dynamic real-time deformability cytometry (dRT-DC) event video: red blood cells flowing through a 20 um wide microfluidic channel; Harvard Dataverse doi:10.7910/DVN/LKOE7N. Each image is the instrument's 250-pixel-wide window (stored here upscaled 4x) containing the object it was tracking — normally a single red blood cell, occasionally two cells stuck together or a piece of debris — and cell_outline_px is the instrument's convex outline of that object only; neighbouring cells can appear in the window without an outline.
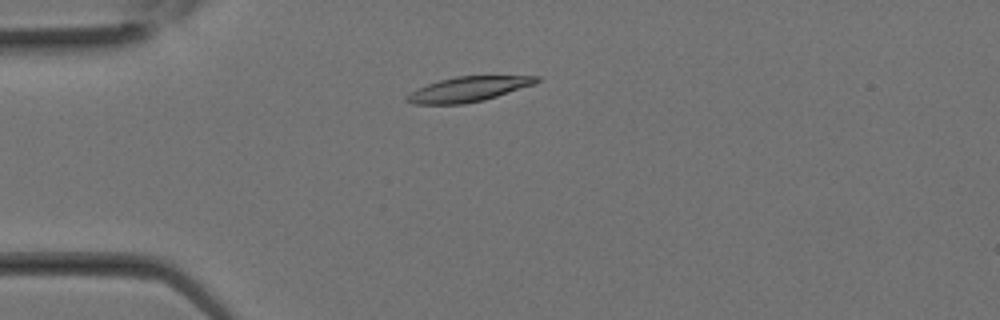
{"species": "Egyptian fruit bat (a non-hibernating species)", "species_latin": "Rousettus aegyptiacus", "temperature_condition": "room temperature", "stored_images_in_passage": 8, "camera_frame_rate_fps": 3000, "um_per_image_px": 0.085, "animal": {"sex": "female"}, "frame": {"image": 1, "passage_image": 5, "time_ms": 1.333, "image_size_px": [1000, 320], "cell_outline_px": [[540, 80], [536, 84], [484, 100], [464, 104], [412, 104], [404, 100], [404, 96], [408, 92], [428, 84], [440, 80], [456, 76], [540, 76]], "centroid_in_image_um": [39.77, 7.59], "position_along_channel_um": 45.2, "area_um2": 18.96}}
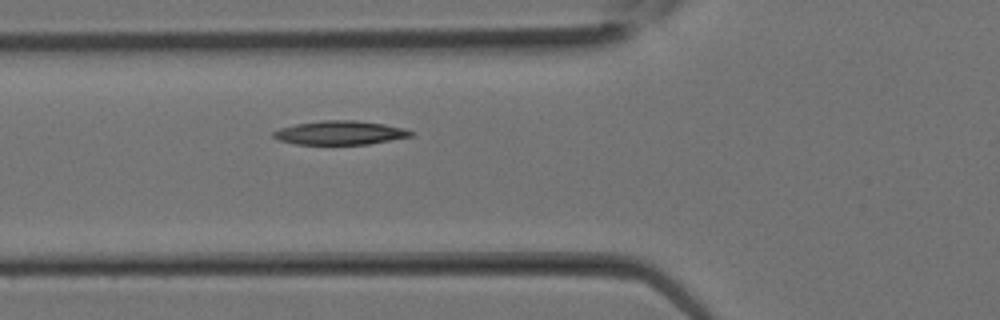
{"frame": {"image": 2, "passage_image": 8, "time_ms": 2.333, "image_size_px": [1000, 320], "cell_outline_px": [[412, 136], [368, 144], [296, 144], [280, 140], [272, 136], [272, 132], [280, 128], [296, 124], [324, 120], [356, 120], [384, 124], [404, 128], [412, 132]], "centroid_in_image_um": [28.89, 11.28], "position_along_channel_um": 96.9, "area_um2": 18.9}}